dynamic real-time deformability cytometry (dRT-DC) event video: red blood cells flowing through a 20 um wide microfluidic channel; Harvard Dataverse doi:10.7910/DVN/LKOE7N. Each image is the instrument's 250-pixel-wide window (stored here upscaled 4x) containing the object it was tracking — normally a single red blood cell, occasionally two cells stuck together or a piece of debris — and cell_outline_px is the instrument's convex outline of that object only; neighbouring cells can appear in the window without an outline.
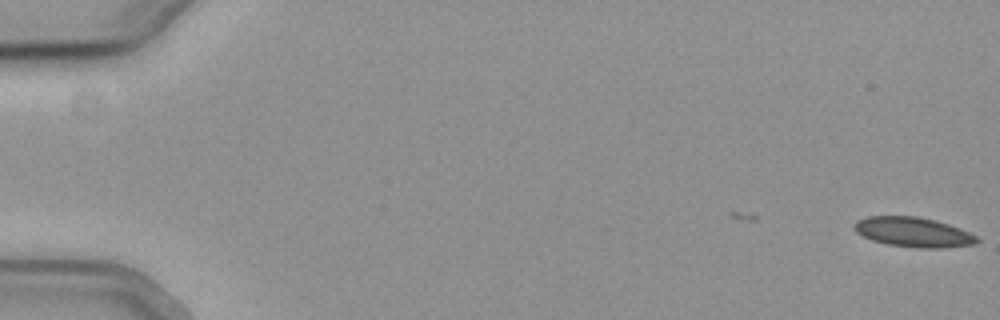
{"species": "common noctule bat (a hibernating species)", "species_latin": "Nyctalus noctula", "temperature_condition": "cold", "stored_images_in_passage": 4, "camera_frame_rate_fps": 3000, "um_per_image_px": 0.085, "animal": {"sex": "female", "body_mass_g": 19.3, "forearm_length_mm": 54.1}, "frame": {"image": 1, "passage_image": 4, "time_ms": 1.0, "image_size_px": [1000, 320], "cell_outline_px": [[980, 240], [976, 244], [948, 248], [916, 248], [888, 244], [872, 240], [856, 232], [852, 228], [852, 224], [856, 220], [868, 216], [916, 216], [936, 220], [960, 228], [976, 236]], "centroid_in_image_um": [77.62, 19.73], "position_along_channel_um": 7.4, "area_um2": 21.5}}